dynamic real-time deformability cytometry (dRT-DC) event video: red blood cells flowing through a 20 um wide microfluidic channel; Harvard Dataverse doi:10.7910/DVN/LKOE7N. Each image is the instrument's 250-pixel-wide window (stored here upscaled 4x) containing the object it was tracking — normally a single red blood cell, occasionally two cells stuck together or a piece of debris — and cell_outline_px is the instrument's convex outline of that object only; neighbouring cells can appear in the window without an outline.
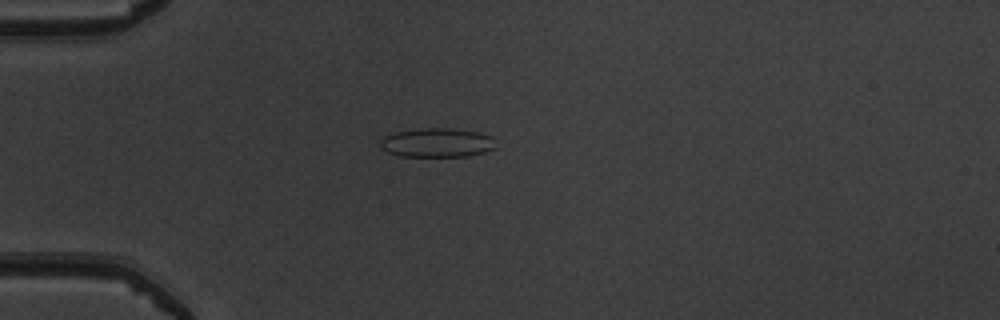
{"species": "common noctule bat (a hibernating species)", "species_latin": "Nyctalus noctula", "temperature_condition": "warm", "stored_images_in_passage": 33, "camera_frame_rate_fps": 3000, "um_per_image_px": 0.085, "animal": {"sex": "male", "body_mass_g": 19.5, "forearm_length_mm": 54.6}, "frame": {"image": 1, "passage_image": 4, "time_ms": 1.0, "image_size_px": [1000, 320], "cell_outline_px": [[496, 148], [484, 152], [468, 156], [400, 156], [388, 152], [380, 144], [380, 140], [384, 136], [396, 132], [424, 128], [444, 128], [480, 132], [492, 136]], "centroid_in_image_um": [37.18, 12.13], "position_along_channel_um": 47.8, "area_um2": 19.42}}
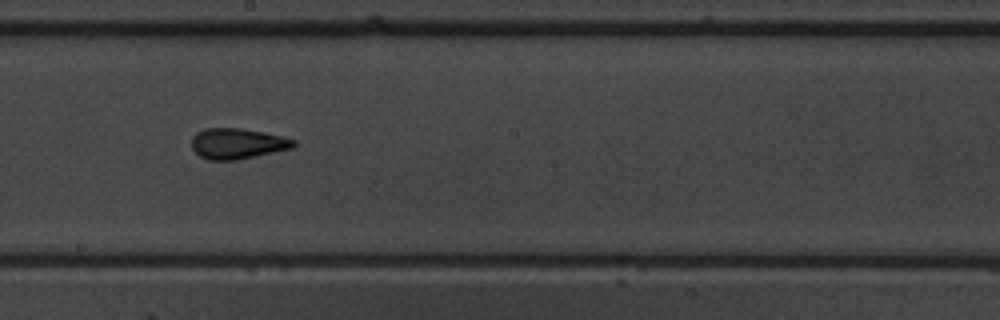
{"frame": {"image": 2, "passage_image": 19, "time_ms": 6.0, "image_size_px": [1000, 320], "cell_outline_px": [[296, 144], [292, 148], [236, 160], [208, 160], [200, 156], [192, 148], [192, 136], [196, 132], [204, 128], [240, 128], [264, 132], [296, 140]], "centroid_in_image_um": [20.15, 12.2], "position_along_channel_um": 228.0, "area_um2": 18.15}}
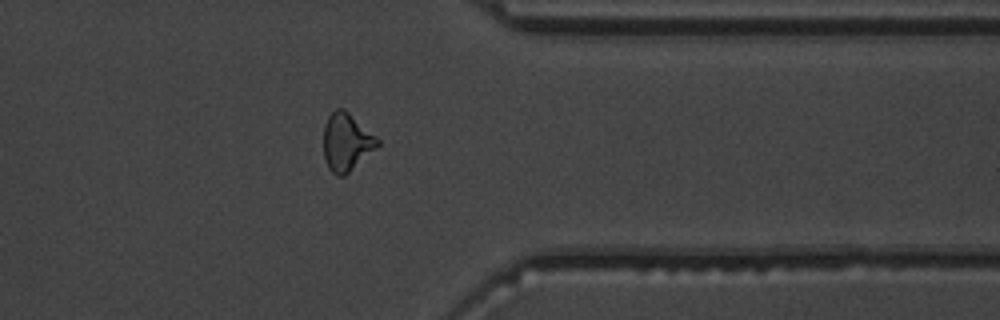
{"frame": {"image": 3, "passage_image": 31, "time_ms": 10.0, "image_size_px": [1000, 320], "cell_outline_px": [[380, 144], [376, 148], [344, 176], [336, 176], [328, 168], [324, 156], [324, 124], [328, 116], [336, 108], [344, 108], [376, 136], [380, 140]], "centroid_in_image_um": [29.44, 12.06], "position_along_channel_um": 382.0, "area_um2": 18.09}, "authors_computed_cell_mechanics": {"area_um2": 17.9758, "velocity_mm_per_s": 4.0037, "shape_relaxation_time_tau1_ms": null, "shape_relaxation_time_tau2_ms": 1.3907, "deformation_change_tau1": null, "deformation_change_tau2": 0.0882}}